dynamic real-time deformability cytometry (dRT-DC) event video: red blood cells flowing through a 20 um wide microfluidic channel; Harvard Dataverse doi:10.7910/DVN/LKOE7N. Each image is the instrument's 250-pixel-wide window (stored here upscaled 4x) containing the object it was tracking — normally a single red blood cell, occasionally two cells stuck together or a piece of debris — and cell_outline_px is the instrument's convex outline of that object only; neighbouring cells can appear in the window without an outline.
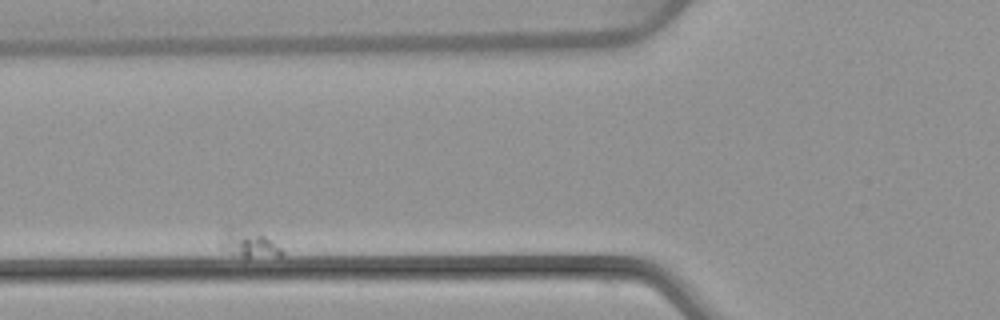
{"species": "common noctule bat (a hibernating species)", "species_latin": "Nyctalus noctula", "temperature_condition": "warm", "stored_images_in_passage": 40, "camera_frame_rate_fps": 3000, "um_per_image_px": 0.085, "animal": {"sex": "female", "body_mass_g": 22.7, "forearm_length_mm": 54.2}, "frame": {"image": 1, "passage_image": 6, "time_ms": 1.667, "image_size_px": [1000, 320], "cell_outline_px": [[284, 252], [280, 256], [244, 256], [220, 248], [220, 228], [228, 224], [232, 224], [260, 232], [272, 240]], "centroid_in_image_um": [21.03, 20.58], "position_along_channel_um": 104.8, "area_um2": 10.17}}